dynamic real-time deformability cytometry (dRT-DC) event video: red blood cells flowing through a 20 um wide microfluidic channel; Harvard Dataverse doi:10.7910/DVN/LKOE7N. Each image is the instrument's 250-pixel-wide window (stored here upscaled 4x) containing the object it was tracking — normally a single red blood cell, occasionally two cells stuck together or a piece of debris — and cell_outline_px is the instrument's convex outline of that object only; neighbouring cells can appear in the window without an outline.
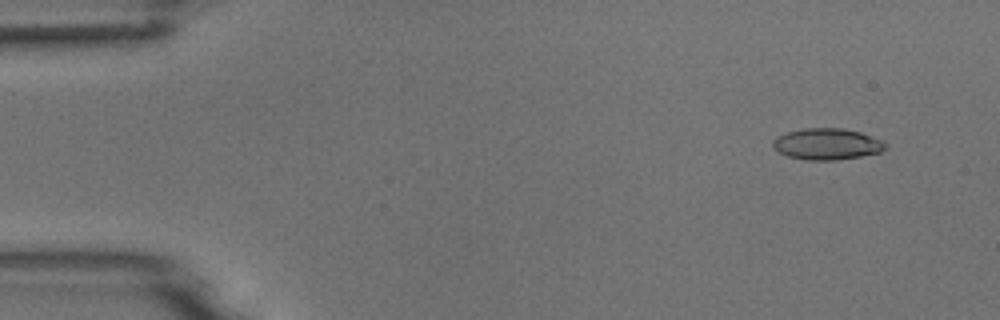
{"species": "common noctule bat (a hibernating species)", "species_latin": "Nyctalus noctula", "temperature_condition": "room temperature", "stored_images_in_passage": 4, "camera_frame_rate_fps": 3000, "um_per_image_px": 0.085, "animal": {"sex": "male", "body_mass_g": 18.8}, "frame": {"image": 1, "passage_image": 1, "time_ms": 0.0, "image_size_px": [1000, 320], "cell_outline_px": [[884, 148], [880, 152], [860, 156], [836, 160], [808, 160], [788, 156], [780, 152], [772, 144], [772, 140], [776, 136], [788, 132], [804, 128], [840, 128], [860, 132], [880, 140], [884, 144]], "centroid_in_image_um": [70.25, 12.24], "position_along_channel_um": 14.8, "area_um2": 20.17}}
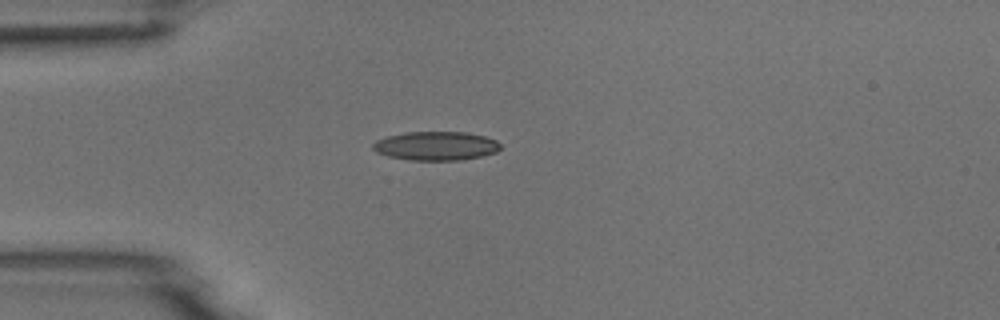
{"frame": {"image": 2, "passage_image": 4, "time_ms": 3.333, "image_size_px": [1000, 320], "cell_outline_px": [[500, 148], [496, 152], [480, 156], [460, 160], [408, 160], [388, 156], [376, 152], [372, 148], [372, 144], [376, 140], [388, 136], [404, 132], [468, 132], [484, 136], [496, 140], [500, 144]], "centroid_in_image_um": [37.03, 12.4], "position_along_channel_um": 48.0, "area_um2": 21.44}}